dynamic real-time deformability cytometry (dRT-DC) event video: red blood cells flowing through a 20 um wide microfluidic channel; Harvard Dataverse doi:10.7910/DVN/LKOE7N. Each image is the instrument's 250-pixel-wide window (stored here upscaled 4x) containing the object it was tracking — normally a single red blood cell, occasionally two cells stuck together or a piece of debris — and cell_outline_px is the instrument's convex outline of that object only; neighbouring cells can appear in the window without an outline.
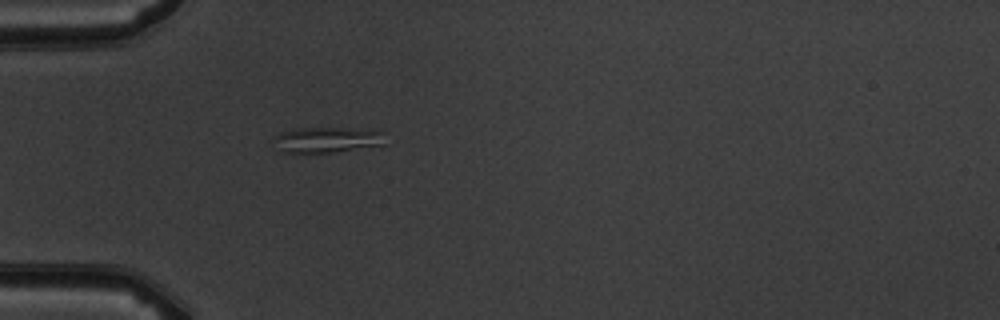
{"species": "common noctule bat (a hibernating species)", "species_latin": "Nyctalus noctula", "temperature_condition": "warm", "stored_images_in_passage": 1, "camera_frame_rate_fps": 3000, "um_per_image_px": 0.085, "animal": {"sex": "male", "body_mass_g": 19.5, "forearm_length_mm": 54.6}, "frame": {"image": 1, "passage_image": 1, "time_ms": 0.0, "image_size_px": [1000, 320], "cell_outline_px": [[384, 144], [332, 152], [284, 152], [272, 140], [272, 136], [280, 132], [300, 128], [368, 128], [384, 132]], "centroid_in_image_um": [27.82, 11.85], "position_along_channel_um": 57.2, "area_um2": 16.53}}